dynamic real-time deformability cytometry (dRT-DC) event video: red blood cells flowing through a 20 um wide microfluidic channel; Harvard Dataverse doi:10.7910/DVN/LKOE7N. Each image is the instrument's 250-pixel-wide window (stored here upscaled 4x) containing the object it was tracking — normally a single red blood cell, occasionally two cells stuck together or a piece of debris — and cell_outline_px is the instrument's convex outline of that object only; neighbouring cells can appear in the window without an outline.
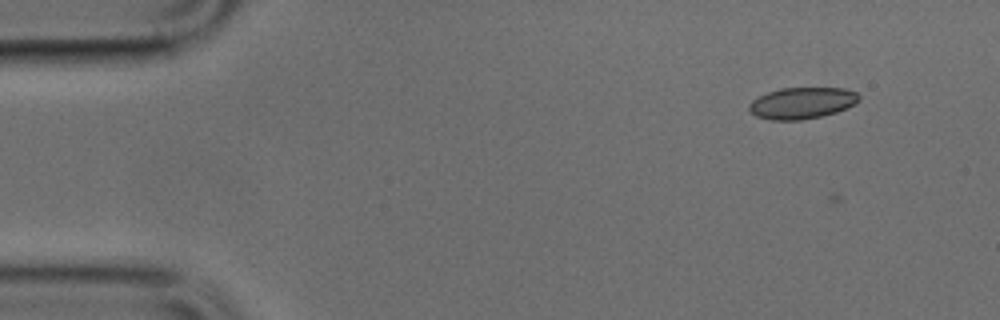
{"species": "common noctule bat (a hibernating species)", "species_latin": "Nyctalus noctula", "temperature_condition": "cold", "stored_images_in_passage": 18, "camera_frame_rate_fps": 3000, "um_per_image_px": 0.085, "animal": {"sex": "male", "body_mass_g": 17.9, "forearm_length_mm": 54.2}, "frame": {"image": 1, "passage_image": 7, "time_ms": 2.0, "image_size_px": [1000, 320], "cell_outline_px": [[860, 100], [836, 112], [820, 116], [800, 120], [768, 120], [756, 116], [748, 112], [748, 104], [752, 100], [768, 92], [780, 88], [844, 88], [856, 92], [860, 96]], "centroid_in_image_um": [68.11, 8.76], "position_along_channel_um": 16.9, "area_um2": 20.11}}
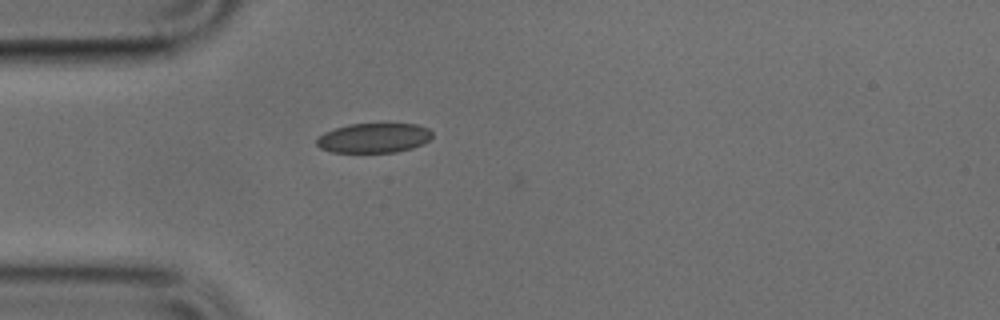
{"frame": {"image": 2, "passage_image": 16, "time_ms": 5.0, "image_size_px": [1000, 320], "cell_outline_px": [[432, 136], [428, 140], [412, 148], [396, 152], [332, 152], [320, 148], [316, 144], [316, 140], [324, 132], [348, 124], [416, 124], [428, 128], [432, 132]], "centroid_in_image_um": [31.76, 11.72], "position_along_channel_um": 53.2, "area_um2": 19.83}}